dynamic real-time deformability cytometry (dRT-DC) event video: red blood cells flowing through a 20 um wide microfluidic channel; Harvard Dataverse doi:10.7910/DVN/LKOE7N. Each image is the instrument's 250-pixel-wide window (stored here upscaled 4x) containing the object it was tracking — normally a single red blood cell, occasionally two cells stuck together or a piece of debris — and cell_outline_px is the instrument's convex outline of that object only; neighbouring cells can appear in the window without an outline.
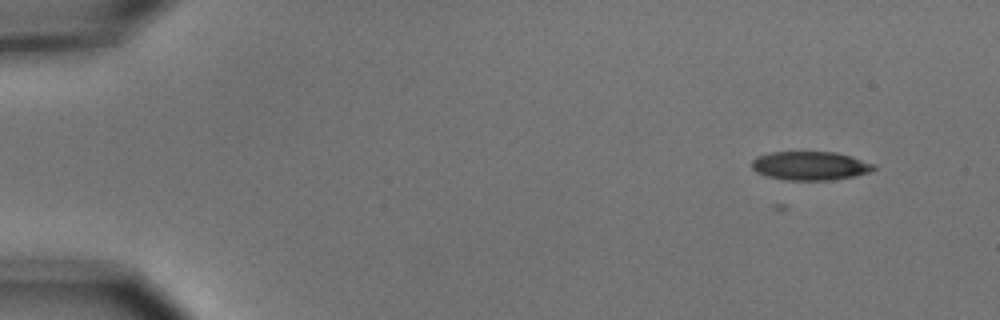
{"species": "common noctule bat (a hibernating species)", "species_latin": "Nyctalus noctula", "temperature_condition": "cold", "stored_images_in_passage": 2, "camera_frame_rate_fps": 3000, "um_per_image_px": 0.085, "animal": {"sex": "male", "body_mass_g": 15.6}, "frame": {"image": 1, "passage_image": 2, "time_ms": 0.333, "image_size_px": [1000, 320], "cell_outline_px": [[876, 168], [868, 172], [856, 176], [832, 180], [788, 180], [768, 176], [756, 172], [752, 168], [752, 160], [756, 156], [768, 152], [836, 152], [852, 156], [876, 164]], "centroid_in_image_um": [68.88, 14.08], "position_along_channel_um": 16.1, "area_um2": 20.58}}